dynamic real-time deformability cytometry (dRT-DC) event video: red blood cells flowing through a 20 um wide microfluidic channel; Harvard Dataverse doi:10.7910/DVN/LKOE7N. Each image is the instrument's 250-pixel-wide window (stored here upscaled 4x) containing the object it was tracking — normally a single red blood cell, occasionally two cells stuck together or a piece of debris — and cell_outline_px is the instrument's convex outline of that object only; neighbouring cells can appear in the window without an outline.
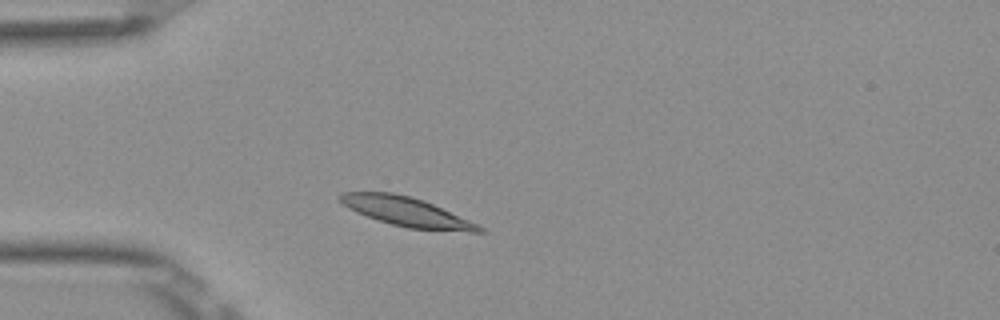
{"species": "Egyptian fruit bat (a non-hibernating species)", "species_latin": "Rousettus aegyptiacus", "temperature_condition": "room temperature", "stored_images_in_passage": 39, "camera_frame_rate_fps": 3000, "um_per_image_px": 0.085, "frame": {"image": 1, "passage_image": 1, "time_ms": 0.0, "image_size_px": [1000, 320], "cell_outline_px": [[484, 232], [468, 232], [408, 228], [392, 224], [356, 212], [348, 208], [336, 196], [340, 192], [392, 192], [408, 196], [432, 204], [468, 220], [484, 228]], "centroid_in_image_um": [34.51, 18.0], "position_along_channel_um": 50.5, "area_um2": 23.12}}
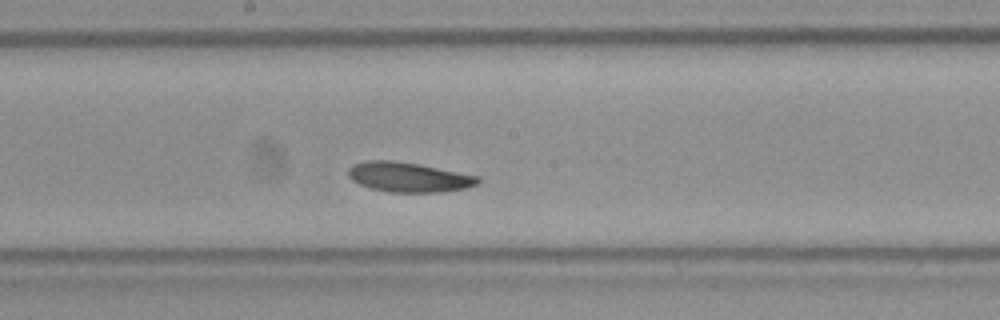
{"frame": {"image": 2, "passage_image": 15, "time_ms": 4.667, "image_size_px": [1000, 320], "cell_outline_px": [[480, 180], [476, 184], [464, 188], [444, 192], [388, 192], [372, 188], [360, 184], [352, 180], [348, 176], [348, 168], [352, 164], [364, 160], [392, 160], [420, 164], [480, 176]], "centroid_in_image_um": [34.71, 15.04], "position_along_channel_um": 213.5, "area_um2": 22.6}}
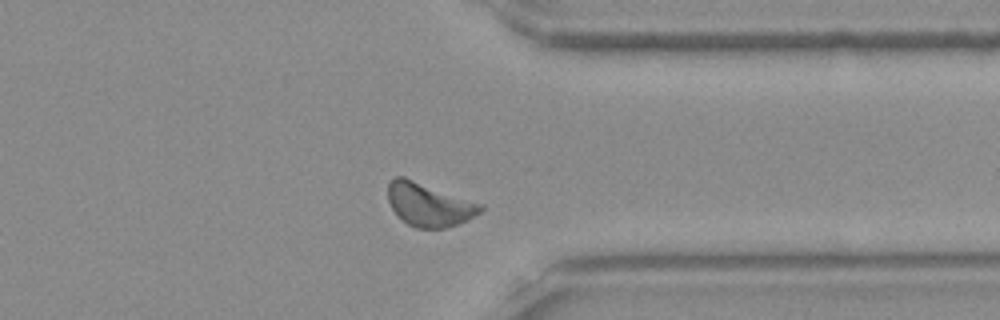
{"frame": {"image": 3, "passage_image": 28, "time_ms": 9.0, "image_size_px": [1000, 320], "cell_outline_px": [[484, 208], [480, 212], [468, 220], [444, 228], [416, 228], [408, 224], [392, 208], [388, 200], [388, 180], [396, 176], [404, 176], [484, 204]], "centroid_in_image_um": [36.48, 17.36], "position_along_channel_um": 374.9, "area_um2": 23.41}, "authors_computed_cell_mechanics": {"area_um2": 22.4264, "velocity_mm_per_s": 3.7952, "shape_relaxation_time_tau1_ms": 2.5759, "shape_relaxation_time_tau2_ms": 5.2346, "deformation_change_tau1": 0.0723, "deformation_change_tau2": 0.086}}